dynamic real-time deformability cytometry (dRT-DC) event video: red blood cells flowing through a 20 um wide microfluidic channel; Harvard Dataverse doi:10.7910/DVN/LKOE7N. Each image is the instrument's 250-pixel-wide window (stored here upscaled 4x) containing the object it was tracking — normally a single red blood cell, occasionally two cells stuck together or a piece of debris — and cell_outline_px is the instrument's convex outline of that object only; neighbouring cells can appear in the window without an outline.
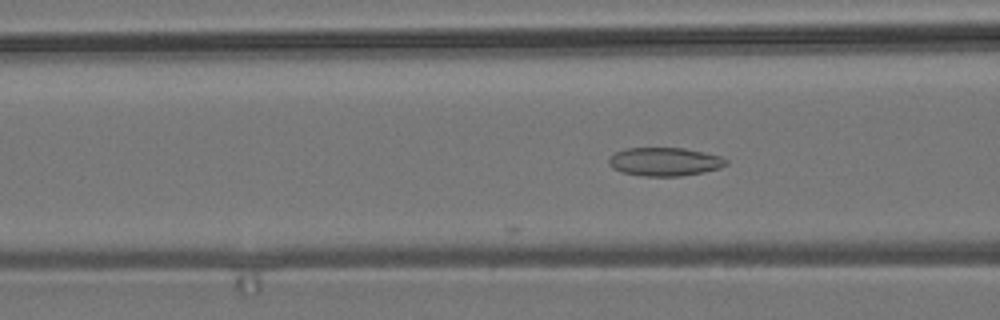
{"species": "common noctule bat (a hibernating species)", "species_latin": "Nyctalus noctula", "temperature_condition": "room temperature", "stored_images_in_passage": 7, "camera_frame_rate_fps": 3000, "um_per_image_px": 0.085, "animal": {"sex": "male", "body_mass_g": 19.2, "forearm_length_mm": 51.8}, "frame": {"image": 1, "passage_image": 7, "time_ms": 2.0, "image_size_px": [1000, 320], "cell_outline_px": [[728, 164], [720, 168], [704, 172], [680, 176], [644, 176], [624, 172], [612, 168], [608, 164], [608, 160], [616, 152], [624, 148], [684, 148], [704, 152], [720, 156], [728, 160]], "centroid_in_image_um": [56.52, 13.74], "position_along_channel_um": 110.1, "area_um2": 19.42}}